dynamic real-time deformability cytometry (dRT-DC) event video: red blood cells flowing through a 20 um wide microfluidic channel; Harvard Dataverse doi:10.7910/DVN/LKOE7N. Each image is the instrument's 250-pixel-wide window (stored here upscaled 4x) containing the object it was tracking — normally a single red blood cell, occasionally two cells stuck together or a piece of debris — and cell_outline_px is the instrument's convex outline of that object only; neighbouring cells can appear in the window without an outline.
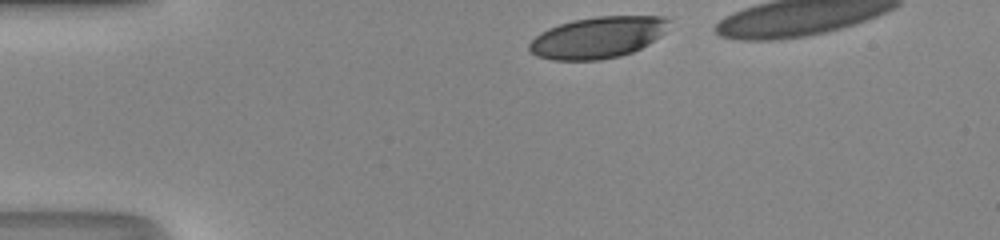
{"species": "human", "species_latin": "Homo sapiens", "temperature_condition": "room temperature", "stored_images_in_passage": 31, "camera_frame_rate_fps": 3000, "um_per_image_px": 0.085, "donor": {"sex": "male"}, "frame": {"image": 1, "passage_image": 1, "time_ms": 0.0, "image_size_px": [1000, 240], "cell_outline_px": [[668, 20], [664, 32], [660, 36], [648, 44], [632, 52], [620, 56], [600, 60], [552, 60], [536, 56], [528, 48], [528, 44], [540, 32], [548, 28], [572, 20], [596, 16], [664, 16]], "centroid_in_image_um": [50.77, 3.19], "position_along_channel_um": 34.2, "area_um2": 33.64}}
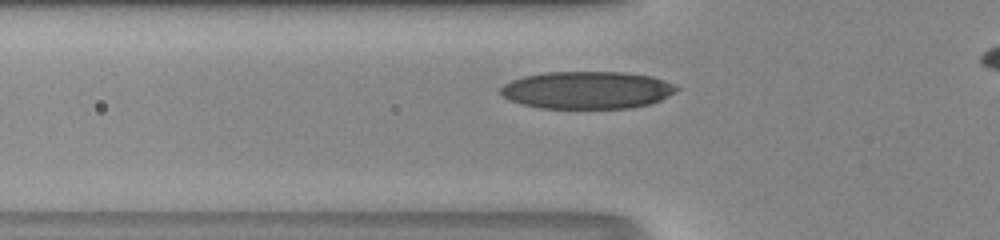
{"frame": {"image": 2, "passage_image": 8, "time_ms": 2.333, "image_size_px": [1000, 240], "cell_outline_px": [[680, 88], [676, 92], [660, 100], [648, 104], [628, 108], [540, 108], [508, 100], [500, 92], [500, 88], [504, 84], [512, 80], [524, 76], [544, 72], [624, 72], [652, 76], [676, 84]], "centroid_in_image_um": [49.92, 7.65], "position_along_channel_um": 75.9, "area_um2": 38.49}}
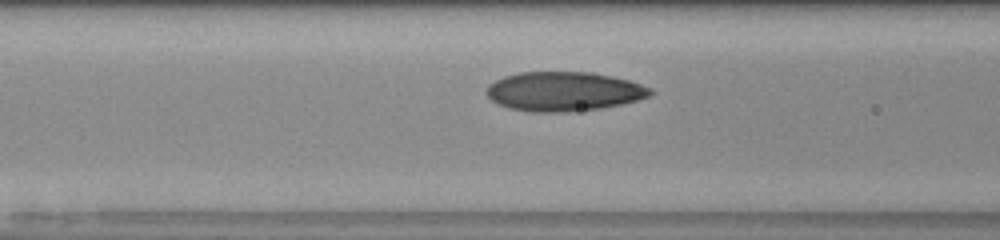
{"frame": {"image": 3, "passage_image": 11, "time_ms": 3.333, "image_size_px": [1000, 240], "cell_outline_px": [[656, 92], [652, 96], [624, 104], [600, 108], [564, 112], [532, 112], [508, 108], [492, 100], [484, 92], [488, 84], [504, 76], [520, 72], [592, 72], [612, 76], [628, 80], [652, 88]], "centroid_in_image_um": [47.95, 7.77], "position_along_channel_um": 118.6, "area_um2": 37.8}, "authors_computed_cell_mechanics": {"area_um2": 36.703, "velocity_mm_per_s": 4.2544, "shape_relaxation_time_tau1_ms": 5.0524, "shape_relaxation_time_tau2_ms": 0.9749, "deformation_change_tau1": 0.2058, "deformation_change_tau2": 0.0662}}